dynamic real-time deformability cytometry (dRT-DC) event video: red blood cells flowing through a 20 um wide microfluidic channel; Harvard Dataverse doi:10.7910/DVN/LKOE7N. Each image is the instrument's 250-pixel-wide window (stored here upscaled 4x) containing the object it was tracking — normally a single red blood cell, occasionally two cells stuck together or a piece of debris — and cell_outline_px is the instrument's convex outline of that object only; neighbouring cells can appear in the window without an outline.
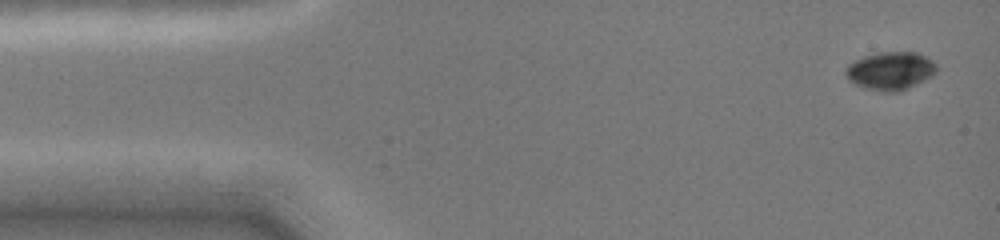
{"species": "common noctule bat (a hibernating species)", "species_latin": "Nyctalus noctula", "temperature_condition": "cold", "stored_images_in_passage": 6, "camera_frame_rate_fps": 3000, "um_per_image_px": 0.085, "animal": {"sex": "female", "body_mass_g": 19.0, "forearm_length_mm": 51.5}, "frame": {"image": 1, "passage_image": 1, "time_ms": 0.0, "image_size_px": [1000, 240], "cell_outline_px": [[936, 72], [932, 76], [900, 92], [880, 92], [864, 88], [848, 80], [844, 72], [848, 64], [864, 56], [876, 52], [916, 52], [932, 60], [936, 64]], "centroid_in_image_um": [75.67, 6.03], "position_along_channel_um": 9.3, "area_um2": 20.29}}
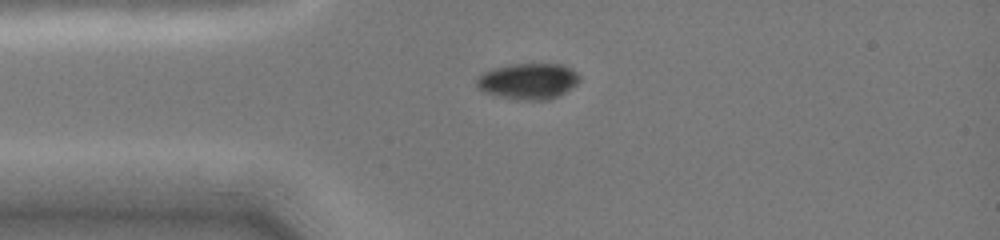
{"frame": {"image": 2, "passage_image": 4, "time_ms": 3.0, "image_size_px": [1000, 240], "cell_outline_px": [[580, 80], [572, 88], [548, 100], [524, 100], [500, 96], [484, 92], [476, 84], [476, 80], [484, 72], [496, 68], [512, 64], [560, 64], [572, 68], [580, 76]], "centroid_in_image_um": [44.94, 6.89], "position_along_channel_um": 40.1, "area_um2": 21.27}}
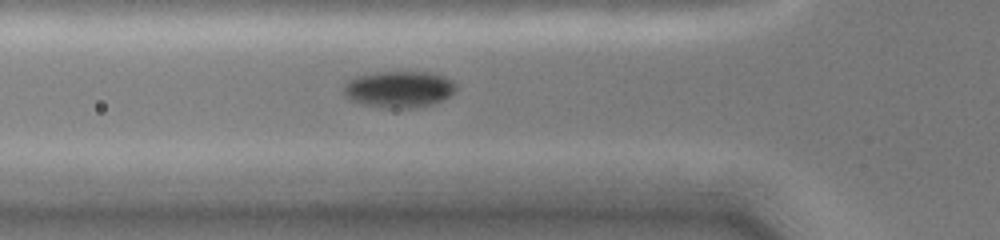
{"frame": {"image": 3, "passage_image": 6, "time_ms": 4.667, "image_size_px": [1000, 240], "cell_outline_px": [[456, 88], [448, 96], [432, 104], [412, 108], [380, 108], [360, 104], [348, 100], [344, 96], [344, 84], [348, 80], [360, 76], [376, 72], [432, 72], [444, 76], [452, 80], [456, 84]], "centroid_in_image_um": [33.87, 7.59], "position_along_channel_um": 91.9, "area_um2": 24.04}}